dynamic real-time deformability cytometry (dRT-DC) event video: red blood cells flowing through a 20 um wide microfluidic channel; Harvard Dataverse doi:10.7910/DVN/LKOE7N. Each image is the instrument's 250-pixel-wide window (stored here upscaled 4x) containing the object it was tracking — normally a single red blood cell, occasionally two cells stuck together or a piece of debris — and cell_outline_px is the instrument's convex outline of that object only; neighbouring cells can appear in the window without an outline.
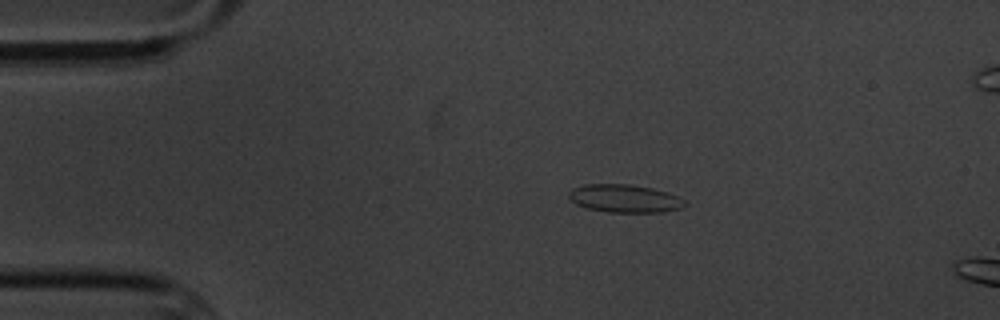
{"species": "common noctule bat (a hibernating species)", "species_latin": "Nyctalus noctula", "temperature_condition": "cold", "stored_images_in_passage": 15, "camera_frame_rate_fps": 3000, "um_per_image_px": 0.085, "animal": {"sex": "male", "body_mass_g": 20.1, "forearm_length_mm": 53.5}, "frame": {"image": 1, "passage_image": 2, "time_ms": 2.0, "image_size_px": [1000, 320], "cell_outline_px": [[688, 204], [680, 208], [660, 212], [608, 212], [588, 208], [576, 204], [568, 196], [568, 192], [572, 188], [584, 184], [628, 184], [652, 188], [668, 192], [684, 200]], "centroid_in_image_um": [53.08, 16.86], "position_along_channel_um": 31.9, "area_um2": 18.84}}
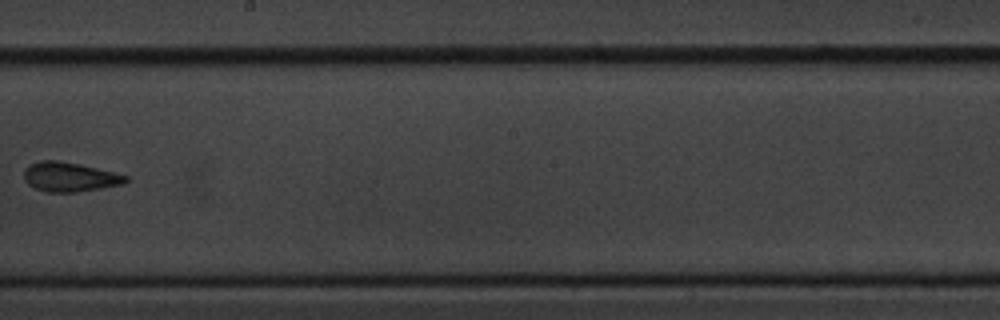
{"frame": {"image": 2, "passage_image": 8, "time_ms": 9.333, "image_size_px": [1000, 320], "cell_outline_px": [[128, 180], [124, 184], [76, 192], [48, 192], [36, 188], [28, 184], [24, 180], [24, 168], [28, 164], [40, 160], [60, 160], [80, 164], [128, 176]], "centroid_in_image_um": [5.88, 15.02], "position_along_channel_um": 242.3, "area_um2": 17.46}}
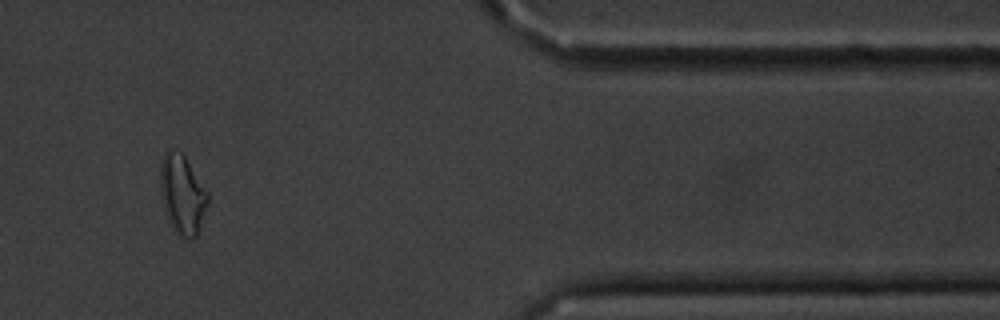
{"frame": {"image": 3, "passage_image": 12, "time_ms": 14.667, "image_size_px": [1000, 320], "cell_outline_px": [[208, 204], [196, 236], [188, 240], [176, 236], [168, 220], [164, 208], [160, 188], [160, 168], [164, 152], [168, 148], [180, 152], [184, 156], [208, 192]], "centroid_in_image_um": [15.48, 16.56], "position_along_channel_um": 395.9, "area_um2": 21.96}, "authors_computed_cell_mechanics": {"area_um2": 18.0914, "velocity_mm_per_s": 3.4487, "shape_relaxation_time_tau1_ms": 5.6757, "shape_relaxation_time_tau2_ms": 1.4399, "deformation_change_tau1": 0.0801, "deformation_change_tau2": 0.0388}}